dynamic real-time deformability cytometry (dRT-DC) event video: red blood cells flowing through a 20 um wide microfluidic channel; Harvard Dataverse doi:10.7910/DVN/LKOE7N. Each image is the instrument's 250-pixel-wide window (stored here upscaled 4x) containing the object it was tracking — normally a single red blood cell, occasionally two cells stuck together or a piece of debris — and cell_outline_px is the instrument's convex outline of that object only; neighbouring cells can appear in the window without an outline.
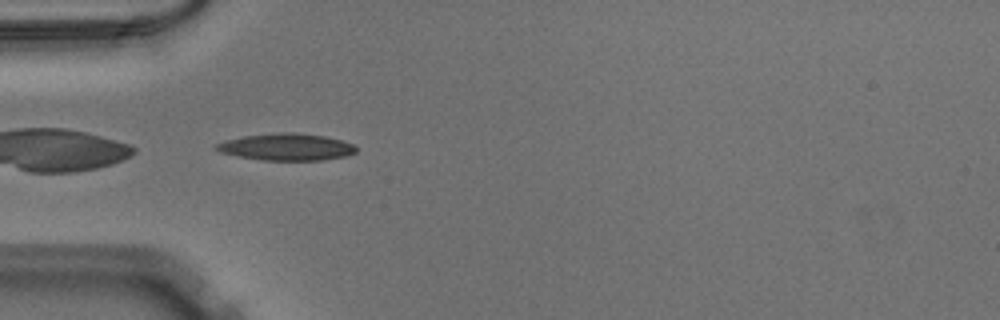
{"species": "Egyptian fruit bat (a non-hibernating species)", "species_latin": "Rousettus aegyptiacus", "temperature_condition": "warm", "stored_images_in_passage": 17, "camera_frame_rate_fps": 3000, "um_per_image_px": 0.085, "animal": {"sex": "male"}, "frame": {"image": 1, "passage_image": 1, "time_ms": 0.0, "image_size_px": [1000, 320], "cell_outline_px": [[356, 152], [344, 156], [324, 160], [264, 160], [240, 156], [220, 152], [212, 148], [216, 144], [224, 140], [244, 136], [280, 132], [292, 132], [324, 136], [340, 140], [352, 144], [356, 148]], "centroid_in_image_um": [24.31, 12.49], "position_along_channel_um": 60.7, "area_um2": 21.73}}
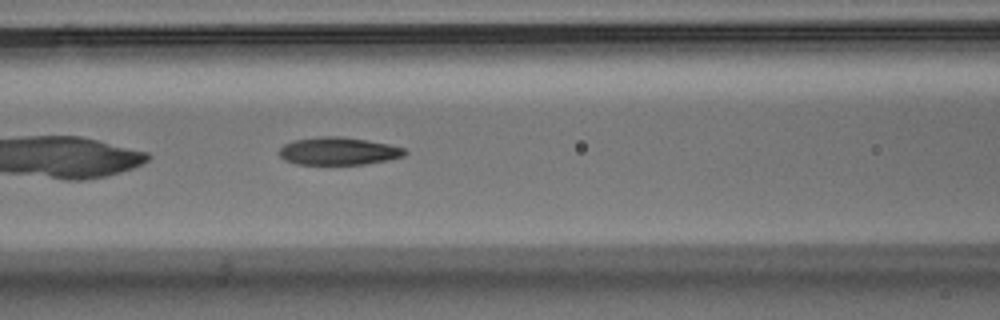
{"frame": {"image": 2, "passage_image": 7, "time_ms": 2.0, "image_size_px": [1000, 320], "cell_outline_px": [[408, 152], [404, 156], [388, 160], [364, 164], [296, 164], [284, 160], [280, 156], [280, 148], [284, 144], [292, 140], [320, 136], [340, 136], [368, 140], [388, 144], [404, 148]], "centroid_in_image_um": [28.76, 12.84], "position_along_channel_um": 137.8, "area_um2": 20.35}}
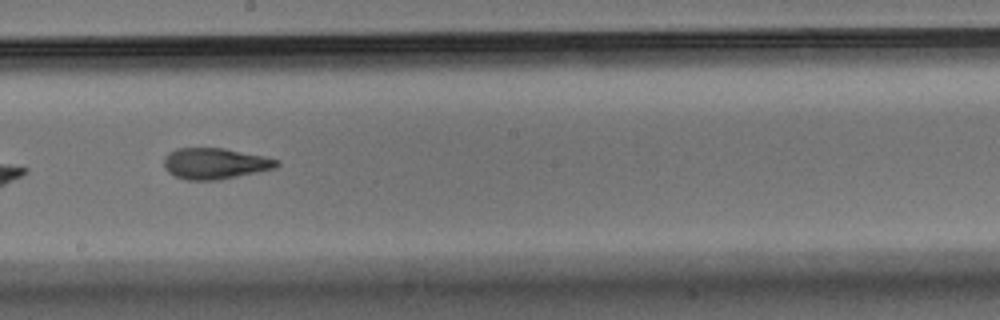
{"frame": {"image": 3, "passage_image": 14, "time_ms": 4.333, "image_size_px": [1000, 320], "cell_outline_px": [[280, 164], [276, 168], [220, 180], [188, 180], [176, 176], [168, 172], [164, 168], [164, 156], [168, 152], [176, 148], [224, 148], [264, 156], [280, 160]], "centroid_in_image_um": [18.28, 13.89], "position_along_channel_um": 229.9, "area_um2": 20.58}}